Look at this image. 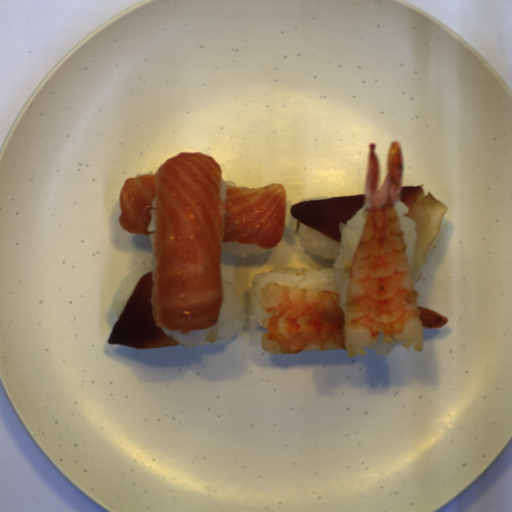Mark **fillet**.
I'll return each mask as SVG.
<instances>
[{"label": "fillet", "instance_id": "fillet-1", "mask_svg": "<svg viewBox=\"0 0 512 512\" xmlns=\"http://www.w3.org/2000/svg\"><path fill=\"white\" fill-rule=\"evenodd\" d=\"M213 156L181 151L155 174L126 178L118 221L131 234H153L156 267L136 282L107 344L134 349L181 345L167 331L216 325L224 300L223 243L277 247L285 234L287 192L226 185Z\"/></svg>", "mask_w": 512, "mask_h": 512}, {"label": "fillet", "instance_id": "fillet-2", "mask_svg": "<svg viewBox=\"0 0 512 512\" xmlns=\"http://www.w3.org/2000/svg\"><path fill=\"white\" fill-rule=\"evenodd\" d=\"M423 186L425 185H401L399 199L408 208V213H403V216L416 223L414 230L417 231V240L411 268L414 283H419L422 277L421 266L426 263L427 251L440 233L442 218L448 210L430 192L425 194Z\"/></svg>", "mask_w": 512, "mask_h": 512}, {"label": "fillet", "instance_id": "fillet-3", "mask_svg": "<svg viewBox=\"0 0 512 512\" xmlns=\"http://www.w3.org/2000/svg\"><path fill=\"white\" fill-rule=\"evenodd\" d=\"M367 200L366 194L302 200L290 206L291 215L307 227L340 243V223L347 225Z\"/></svg>", "mask_w": 512, "mask_h": 512}]
</instances>
